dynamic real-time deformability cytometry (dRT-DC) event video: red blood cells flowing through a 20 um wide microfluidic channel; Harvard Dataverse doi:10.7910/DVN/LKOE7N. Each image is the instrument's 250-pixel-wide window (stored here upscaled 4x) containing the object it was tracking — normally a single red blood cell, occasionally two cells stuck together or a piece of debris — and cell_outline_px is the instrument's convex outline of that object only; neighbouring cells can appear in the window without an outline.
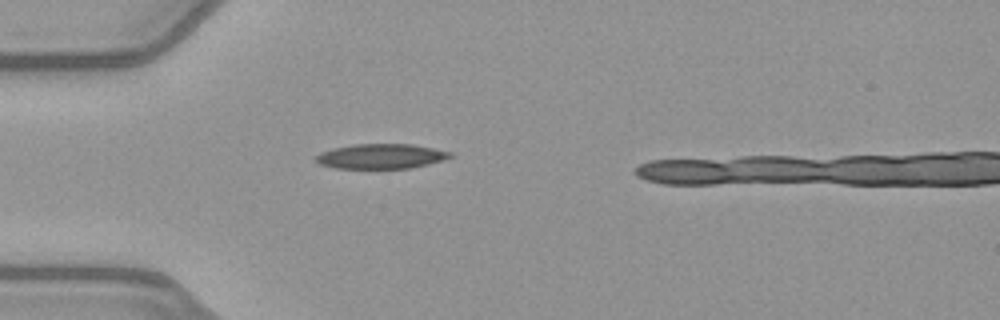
{"species": "common noctule bat (a hibernating species)", "species_latin": "Nyctalus noctula", "temperature_condition": "warm", "stored_images_in_passage": 32, "camera_frame_rate_fps": 3000, "um_per_image_px": 0.085, "animal": {"sex": "female", "body_mass_g": 21.9}, "frame": {"image": 1, "passage_image": 1, "time_ms": 0.0, "image_size_px": [1000, 320], "cell_outline_px": [[452, 156], [444, 160], [412, 168], [336, 168], [320, 164], [316, 160], [316, 156], [320, 152], [332, 148], [352, 144], [412, 144], [452, 152]], "centroid_in_image_um": [32.39, 13.28], "position_along_channel_um": 52.6, "area_um2": 19.42}}
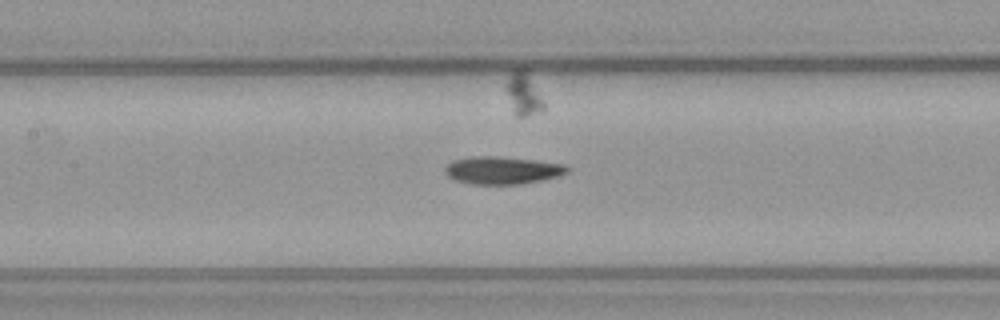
{"frame": {"image": 2, "passage_image": 10, "time_ms": 3.0, "image_size_px": [1000, 320], "cell_outline_px": [[568, 172], [556, 176], [540, 180], [520, 184], [472, 184], [456, 180], [448, 176], [444, 172], [444, 168], [452, 160], [468, 156], [500, 156], [564, 164], [568, 168]], "centroid_in_image_um": [42.63, 14.46], "position_along_channel_um": 164.8, "area_um2": 19.54}}
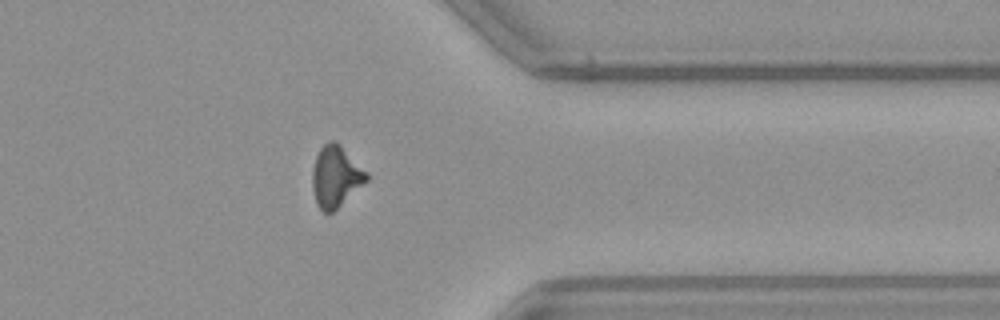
{"frame": {"image": 3, "passage_image": 27, "time_ms": 8.667, "image_size_px": [1000, 320], "cell_outline_px": [[368, 180], [332, 212], [324, 212], [316, 204], [312, 188], [312, 168], [316, 156], [320, 148], [328, 140], [336, 140], [368, 172]], "centroid_in_image_um": [28.53, 14.97], "position_along_channel_um": 382.9, "area_um2": 19.36}, "authors_computed_cell_mechanics": {"area_um2": 19.3052, "velocity_mm_per_s": 4.0265, "shape_relaxation_time_tau1_ms": 6.3719, "shape_relaxation_time_tau2_ms": null, "deformation_change_tau1": 0.1805, "deformation_change_tau2": null}}